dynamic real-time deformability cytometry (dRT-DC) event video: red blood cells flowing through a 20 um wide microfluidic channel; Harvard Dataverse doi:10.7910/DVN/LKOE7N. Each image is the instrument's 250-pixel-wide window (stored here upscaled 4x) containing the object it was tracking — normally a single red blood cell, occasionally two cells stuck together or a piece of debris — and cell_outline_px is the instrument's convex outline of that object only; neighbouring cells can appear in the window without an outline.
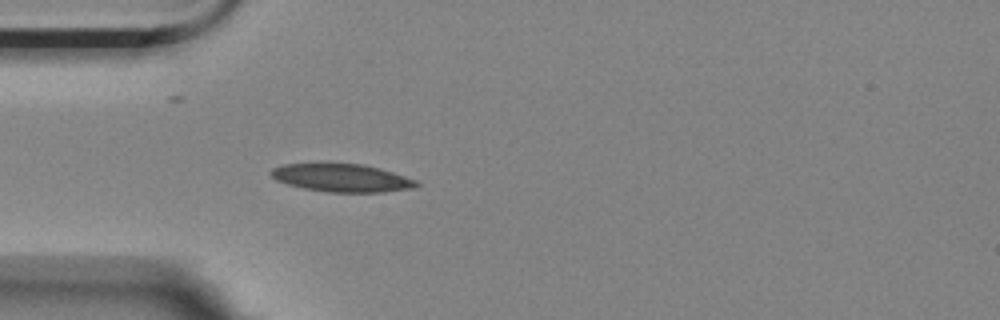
{"species": "Egyptian fruit bat (a non-hibernating species)", "species_latin": "Rousettus aegyptiacus", "temperature_condition": "room temperature", "stored_images_in_passage": 1, "camera_frame_rate_fps": 3000, "um_per_image_px": 0.085, "animal": {"sex": "female"}, "frame": {"image": 1, "passage_image": 1, "time_ms": 0.0, "image_size_px": [1000, 320], "cell_outline_px": [[420, 184], [412, 188], [384, 192], [328, 192], [304, 188], [288, 184], [276, 180], [268, 172], [272, 168], [284, 164], [364, 164], [380, 168], [416, 180]], "centroid_in_image_um": [29.05, 15.12], "position_along_channel_um": 56.0, "area_um2": 23.47}}